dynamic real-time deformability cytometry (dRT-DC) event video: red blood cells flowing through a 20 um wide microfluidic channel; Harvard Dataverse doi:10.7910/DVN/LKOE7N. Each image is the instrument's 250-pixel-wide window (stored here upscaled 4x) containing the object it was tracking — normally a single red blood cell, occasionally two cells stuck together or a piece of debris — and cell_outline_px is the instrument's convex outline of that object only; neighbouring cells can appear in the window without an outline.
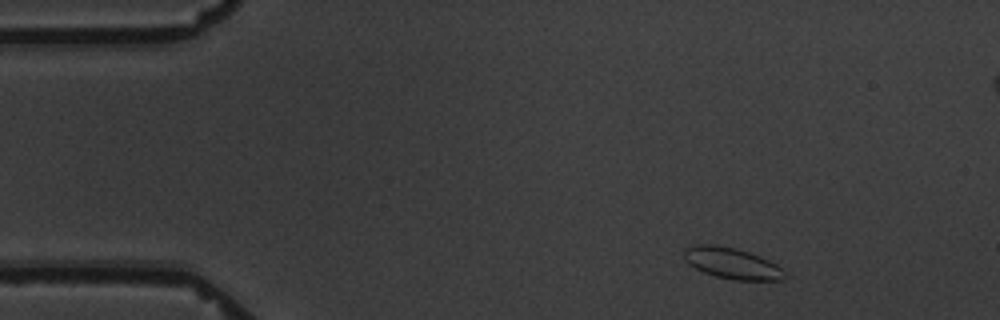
{"species": "common noctule bat (a hibernating species)", "species_latin": "Nyctalus noctula", "temperature_condition": "warm", "stored_images_in_passage": 6, "camera_frame_rate_fps": 3000, "um_per_image_px": 0.085, "animal": {"sex": "male", "body_mass_g": 19.5, "forearm_length_mm": 54.6}, "frame": {"image": 1, "passage_image": 1, "time_ms": 0.0, "image_size_px": [1000, 320], "cell_outline_px": [[788, 276], [784, 280], [736, 280], [716, 276], [704, 272], [688, 264], [684, 260], [684, 248], [696, 244], [716, 244], [736, 248], [748, 252], [768, 260], [776, 264]], "centroid_in_image_um": [62.2, 22.37], "position_along_channel_um": 22.8, "area_um2": 18.26}}
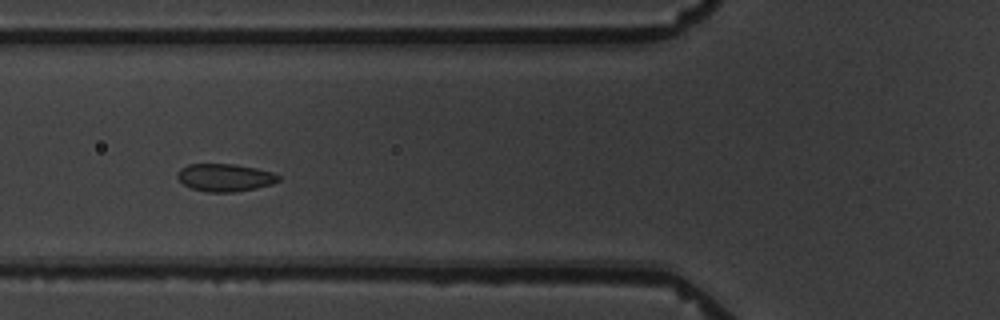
{"frame": {"image": 2, "passage_image": 5, "time_ms": 4.667, "image_size_px": [1000, 320], "cell_outline_px": [[280, 180], [272, 184], [256, 188], [232, 192], [208, 192], [192, 188], [184, 184], [176, 176], [176, 172], [180, 168], [188, 164], [236, 164], [256, 168], [272, 172], [280, 176]], "centroid_in_image_um": [19.11, 15.08], "position_along_channel_um": 106.7, "area_um2": 16.3}}
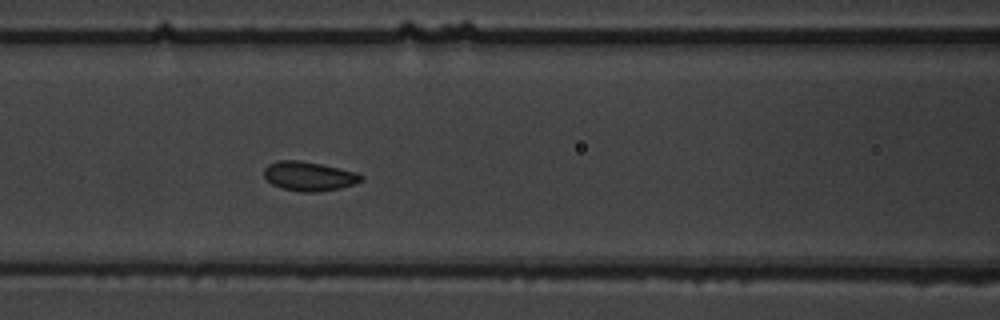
{"frame": {"image": 3, "passage_image": 6, "time_ms": 5.667, "image_size_px": [1000, 320], "cell_outline_px": [[364, 180], [340, 188], [316, 192], [300, 192], [280, 188], [272, 184], [264, 176], [264, 168], [268, 164], [276, 160], [296, 160], [320, 164], [340, 168], [356, 172], [364, 176]], "centroid_in_image_um": [26.25, 14.98], "position_along_channel_um": 140.4, "area_um2": 16.59}}